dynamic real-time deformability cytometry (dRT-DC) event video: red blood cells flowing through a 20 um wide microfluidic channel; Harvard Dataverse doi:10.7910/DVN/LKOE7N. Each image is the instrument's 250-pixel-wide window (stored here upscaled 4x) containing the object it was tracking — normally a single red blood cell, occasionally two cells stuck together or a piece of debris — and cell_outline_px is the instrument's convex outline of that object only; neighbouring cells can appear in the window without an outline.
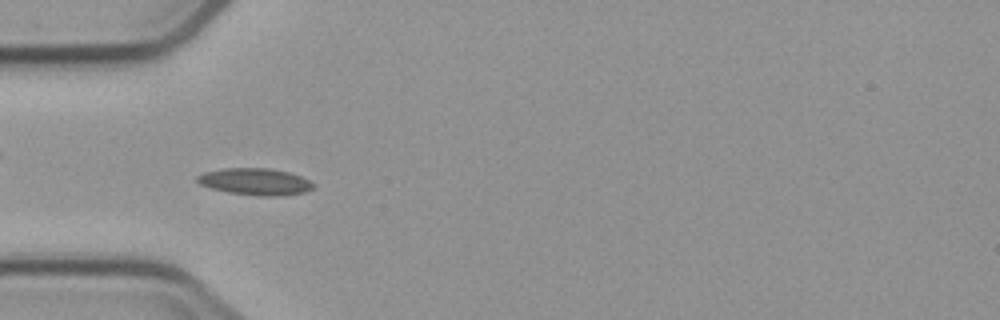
{"species": "common noctule bat (a hibernating species)", "species_latin": "Nyctalus noctula", "temperature_condition": "cold", "stored_images_in_passage": 6, "camera_frame_rate_fps": 3000, "um_per_image_px": 0.085, "animal": {"sex": "male", "body_mass_g": 23.1, "forearm_length_mm": 52.7}, "frame": {"image": 1, "passage_image": 5, "time_ms": 6.333, "image_size_px": [1000, 320], "cell_outline_px": [[316, 188], [304, 192], [280, 196], [260, 196], [228, 192], [212, 188], [200, 184], [196, 180], [196, 176], [204, 172], [224, 168], [268, 168], [288, 172], [300, 176], [316, 184]], "centroid_in_image_um": [21.71, 15.44], "position_along_channel_um": 63.3, "area_um2": 18.15}}
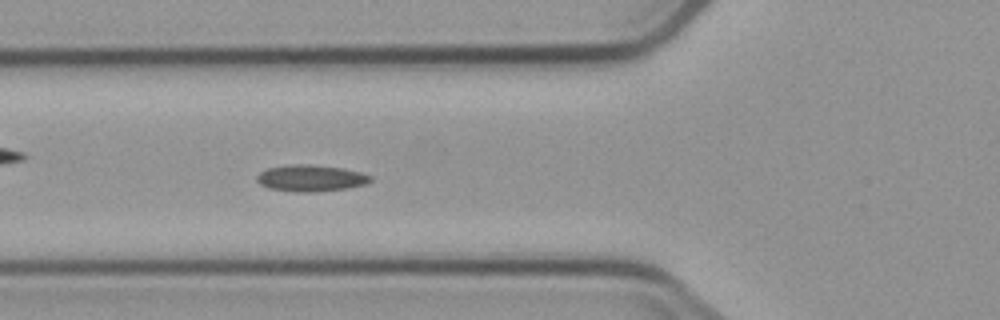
{"frame": {"image": 2, "passage_image": 6, "time_ms": 7.333, "image_size_px": [1000, 320], "cell_outline_px": [[372, 180], [368, 184], [348, 188], [316, 192], [296, 192], [268, 188], [260, 184], [256, 180], [256, 176], [260, 172], [268, 168], [292, 164], [308, 164], [340, 168], [360, 172], [372, 176]], "centroid_in_image_um": [26.42, 15.15], "position_along_channel_um": 99.4, "area_um2": 17.63}}